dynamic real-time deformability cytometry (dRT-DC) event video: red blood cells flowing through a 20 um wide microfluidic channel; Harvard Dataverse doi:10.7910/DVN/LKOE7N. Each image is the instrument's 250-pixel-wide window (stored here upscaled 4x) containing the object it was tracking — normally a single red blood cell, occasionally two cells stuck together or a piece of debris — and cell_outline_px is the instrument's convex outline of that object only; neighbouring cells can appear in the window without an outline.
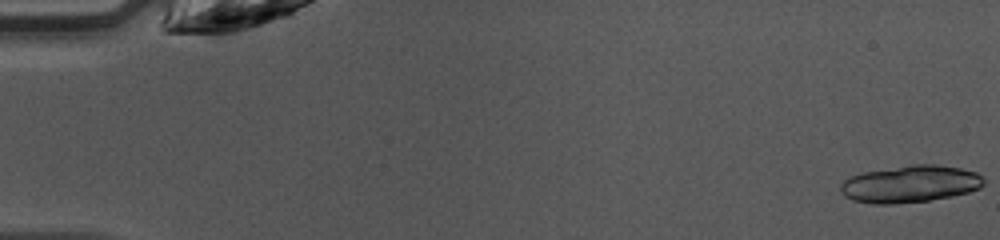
{"species": "common noctule bat (a hibernating species)", "species_latin": "Nyctalus noctula", "temperature_condition": "warm", "stored_images_in_passage": 46, "segment_of_instrument_passage": [1, 2], "camera_frame_rate_fps": 3000, "um_per_image_px": 0.085, "animal": {"sex": "female", "body_mass_g": 10.0, "forearm_length_mm": 53.1}, "frame": {"image": 1, "passage_image": 1, "time_ms": 0.0, "image_size_px": [1000, 240], "cell_outline_px": [[984, 184], [980, 188], [968, 192], [952, 196], [928, 200], [892, 204], [872, 204], [852, 200], [844, 196], [840, 192], [840, 184], [844, 180], [852, 176], [864, 172], [912, 164], [936, 164], [960, 168], [976, 172], [984, 180]], "centroid_in_image_um": [77.35, 15.64], "position_along_channel_um": 7.7, "area_um2": 30.92}}